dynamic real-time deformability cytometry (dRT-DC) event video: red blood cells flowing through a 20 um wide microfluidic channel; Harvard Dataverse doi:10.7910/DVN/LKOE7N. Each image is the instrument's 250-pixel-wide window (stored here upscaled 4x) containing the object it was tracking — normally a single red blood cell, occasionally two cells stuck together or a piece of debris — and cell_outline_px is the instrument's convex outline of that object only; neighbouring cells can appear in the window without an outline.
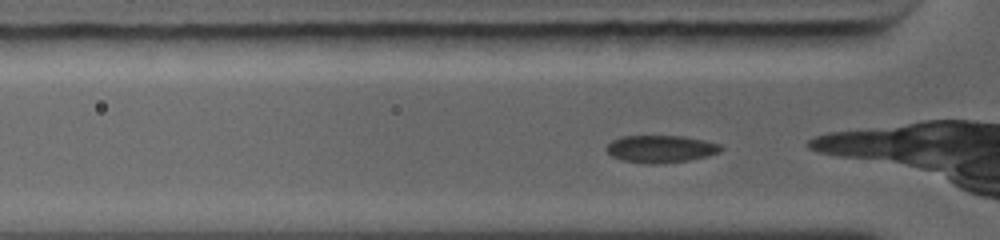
{"species": "common noctule bat (a hibernating species)", "species_latin": "Nyctalus noctula", "temperature_condition": "warm", "stored_images_in_passage": 25, "camera_frame_rate_fps": 5000, "um_per_image_px": 0.085, "animal": {"sex": "female", "body_mass_g": 19.0, "forearm_length_mm": 56.7}, "frame": {"image": 1, "passage_image": 3, "time_ms": 0.4, "image_size_px": [1000, 240], "cell_outline_px": [[724, 148], [720, 152], [708, 156], [688, 160], [664, 164], [648, 164], [620, 160], [612, 156], [604, 148], [612, 140], [620, 136], [684, 136], [704, 140], [720, 144]], "centroid_in_image_um": [56.16, 12.66], "position_along_channel_um": 69.6, "area_um2": 18.5}}
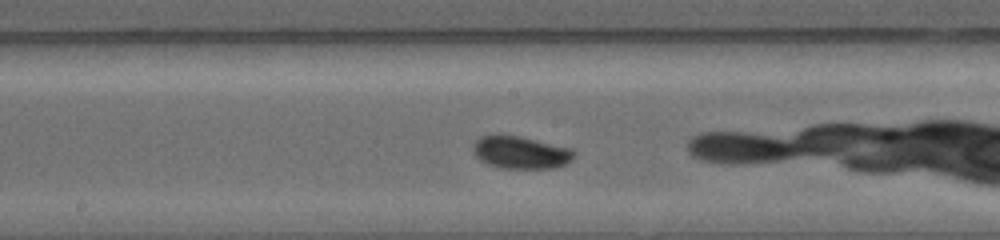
{"frame": {"image": 2, "passage_image": 8, "time_ms": 3.4, "image_size_px": [1000, 240], "cell_outline_px": [[576, 156], [572, 160], [556, 168], [500, 168], [484, 164], [472, 152], [472, 144], [480, 136], [496, 132], [520, 136], [572, 148], [576, 152]], "centroid_in_image_um": [44.21, 12.93], "position_along_channel_um": 204.0, "area_um2": 19.88}}
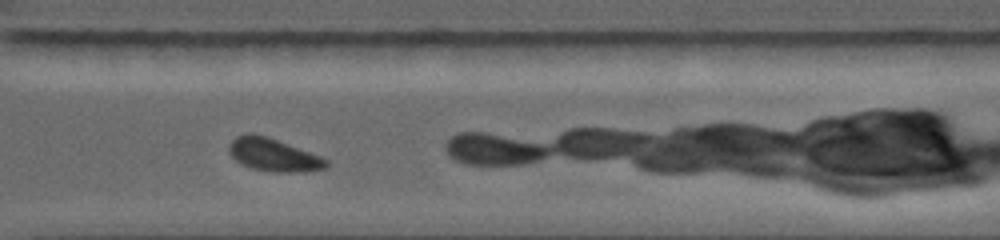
{"frame": {"image": 3, "passage_image": 19, "time_ms": 6.6, "image_size_px": [1000, 240], "cell_outline_px": [[328, 164], [324, 168], [304, 172], [272, 172], [252, 168], [236, 160], [228, 152], [228, 144], [236, 136], [248, 132], [252, 132], [268, 136], [320, 156], [328, 160]], "centroid_in_image_um": [23.21, 13.14], "position_along_channel_um": 347.4, "area_um2": 18.67}}